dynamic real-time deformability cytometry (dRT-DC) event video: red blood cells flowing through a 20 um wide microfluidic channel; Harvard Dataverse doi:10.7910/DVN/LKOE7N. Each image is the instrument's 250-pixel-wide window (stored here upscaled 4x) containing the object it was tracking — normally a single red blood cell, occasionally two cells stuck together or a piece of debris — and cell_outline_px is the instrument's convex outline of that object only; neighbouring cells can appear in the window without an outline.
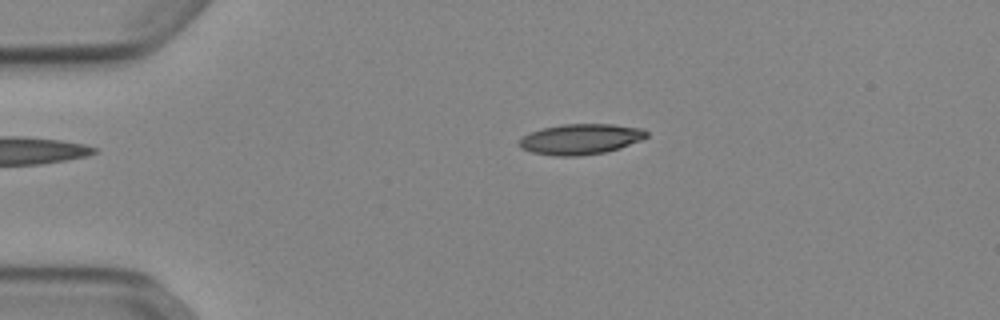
{"species": "Egyptian fruit bat (a non-hibernating species)", "species_latin": "Rousettus aegyptiacus", "temperature_condition": "cold", "stored_images_in_passage": 42, "camera_frame_rate_fps": 3000, "um_per_image_px": 0.085, "animal": {"sex": "female"}, "frame": {"image": 1, "passage_image": 1, "time_ms": 0.0, "image_size_px": [1000, 320], "cell_outline_px": [[648, 136], [640, 140], [620, 148], [604, 152], [576, 156], [556, 156], [532, 152], [520, 148], [520, 140], [524, 136], [540, 128], [560, 124], [612, 124], [644, 128], [648, 132]], "centroid_in_image_um": [49.37, 11.81], "position_along_channel_um": 35.6, "area_um2": 22.6}}
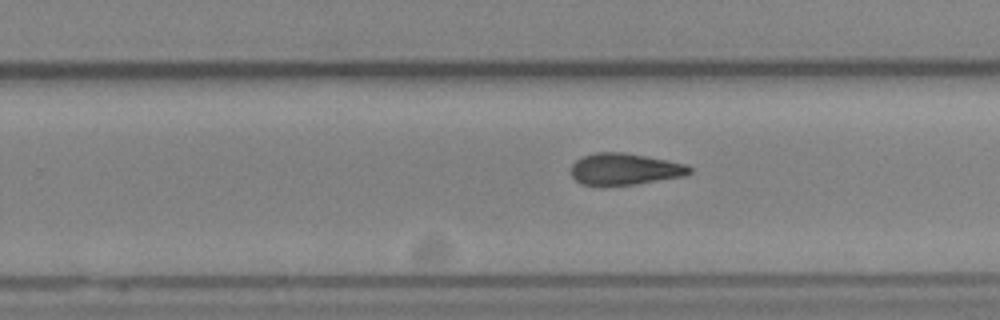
{"frame": {"image": 2, "passage_image": 23, "time_ms": 7.333, "image_size_px": [1000, 320], "cell_outline_px": [[692, 172], [684, 176], [636, 184], [600, 188], [580, 184], [572, 176], [572, 164], [576, 160], [584, 156], [596, 152], [624, 152], [668, 160], [688, 164], [692, 168]], "centroid_in_image_um": [53.09, 14.4], "position_along_channel_um": 276.7, "area_um2": 22.43}}
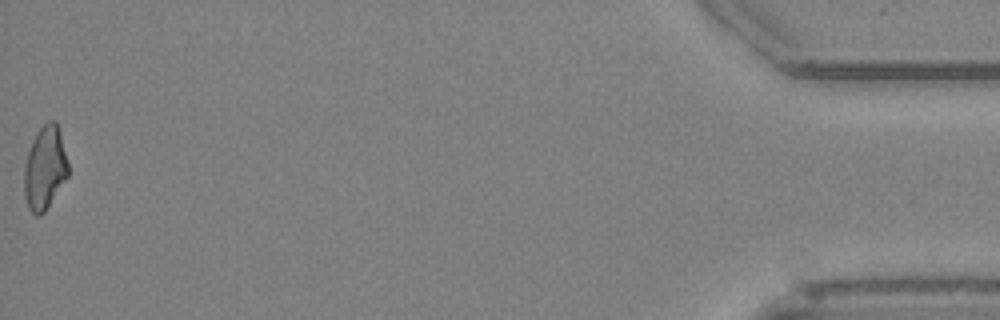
{"frame": {"image": 3, "passage_image": 42, "time_ms": 13.667, "image_size_px": [1000, 320], "cell_outline_px": [[68, 176], [44, 212], [40, 216], [36, 216], [28, 208], [24, 196], [24, 164], [32, 140], [36, 132], [48, 120], [56, 120], [68, 164]], "centroid_in_image_um": [3.79, 14.29], "position_along_channel_um": 431.4, "area_um2": 21.27}}